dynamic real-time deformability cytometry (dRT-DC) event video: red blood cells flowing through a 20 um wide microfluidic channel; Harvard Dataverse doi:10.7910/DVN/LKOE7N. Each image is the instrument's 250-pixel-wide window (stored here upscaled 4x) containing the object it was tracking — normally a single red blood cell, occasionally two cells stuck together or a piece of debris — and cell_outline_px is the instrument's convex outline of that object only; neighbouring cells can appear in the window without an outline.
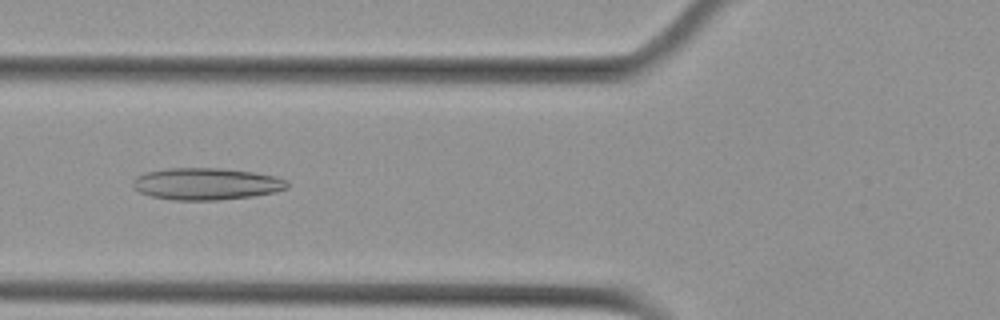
{"species": "Egyptian fruit bat (a non-hibernating species)", "species_latin": "Rousettus aegyptiacus", "temperature_condition": "cold", "stored_images_in_passage": 13, "camera_frame_rate_fps": 3000, "um_per_image_px": 0.085, "animal": {"sex": "female"}, "frame": {"image": 1, "passage_image": 4, "time_ms": 1.0, "image_size_px": [1000, 320], "cell_outline_px": [[288, 188], [276, 192], [252, 196], [216, 200], [172, 200], [152, 196], [140, 192], [132, 184], [132, 180], [136, 176], [148, 172], [168, 168], [224, 168], [252, 172], [276, 176], [288, 180]], "centroid_in_image_um": [17.57, 15.62], "position_along_channel_um": 108.2, "area_um2": 28.73}}
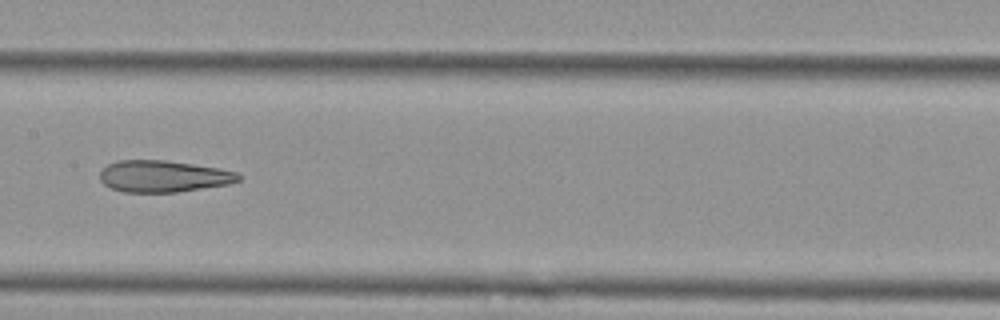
{"frame": {"image": 2, "passage_image": 6, "time_ms": 1.667, "image_size_px": [1000, 320], "cell_outline_px": [[240, 180], [228, 184], [176, 192], [124, 192], [112, 188], [104, 184], [100, 180], [100, 172], [108, 164], [116, 160], [168, 160], [220, 168], [236, 172], [240, 176]], "centroid_in_image_um": [13.87, 14.97], "position_along_channel_um": 193.5, "area_um2": 25.55}}
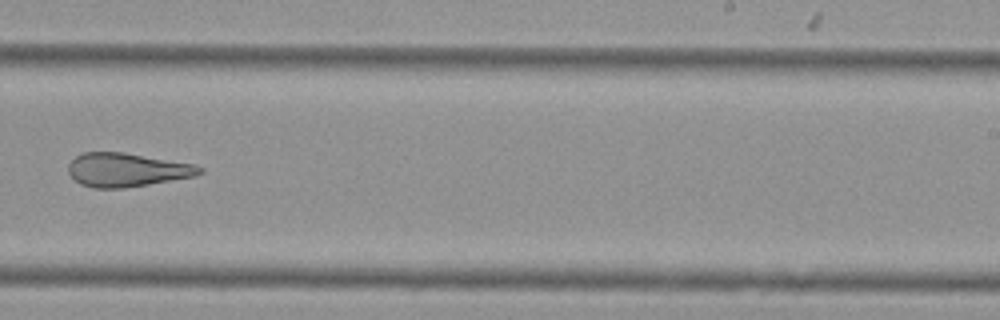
{"frame": {"image": 3, "passage_image": 8, "time_ms": 2.333, "image_size_px": [1000, 320], "cell_outline_px": [[204, 172], [196, 176], [124, 188], [92, 188], [80, 184], [68, 172], [68, 164], [76, 156], [84, 152], [124, 152], [192, 164], [204, 168]], "centroid_in_image_um": [10.77, 14.44], "position_along_channel_um": 278.2, "area_um2": 25.66}}